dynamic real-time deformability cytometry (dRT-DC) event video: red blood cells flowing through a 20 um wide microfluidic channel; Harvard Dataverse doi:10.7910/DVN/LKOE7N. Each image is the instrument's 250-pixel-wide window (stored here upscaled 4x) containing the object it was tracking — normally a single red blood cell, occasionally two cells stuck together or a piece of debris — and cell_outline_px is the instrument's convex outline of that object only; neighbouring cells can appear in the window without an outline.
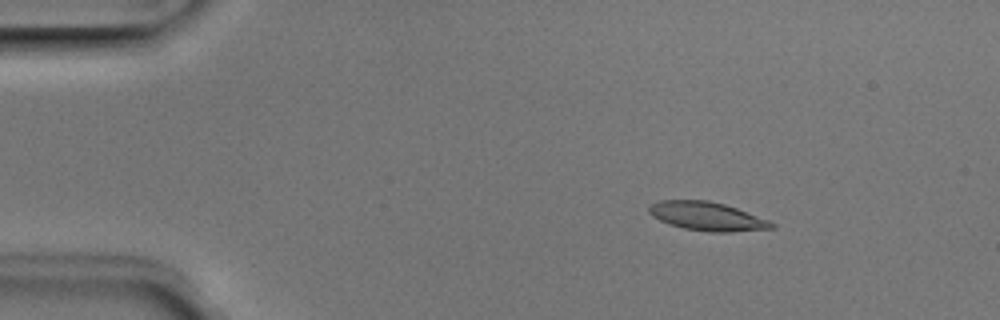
{"species": "Egyptian fruit bat (a non-hibernating species)", "species_latin": "Rousettus aegyptiacus", "temperature_condition": "room temperature", "stored_images_in_passage": 5, "camera_frame_rate_fps": 3000, "um_per_image_px": 0.085, "animal": {"sex": "male"}, "frame": {"image": 1, "passage_image": 3, "time_ms": 0.667, "image_size_px": [1000, 320], "cell_outline_px": [[776, 228], [732, 232], [708, 232], [684, 228], [668, 224], [652, 216], [648, 212], [648, 208], [652, 204], [660, 200], [708, 200], [724, 204], [736, 208], [768, 220], [776, 224]], "centroid_in_image_um": [60.1, 18.39], "position_along_channel_um": 24.9, "area_um2": 20.46}}